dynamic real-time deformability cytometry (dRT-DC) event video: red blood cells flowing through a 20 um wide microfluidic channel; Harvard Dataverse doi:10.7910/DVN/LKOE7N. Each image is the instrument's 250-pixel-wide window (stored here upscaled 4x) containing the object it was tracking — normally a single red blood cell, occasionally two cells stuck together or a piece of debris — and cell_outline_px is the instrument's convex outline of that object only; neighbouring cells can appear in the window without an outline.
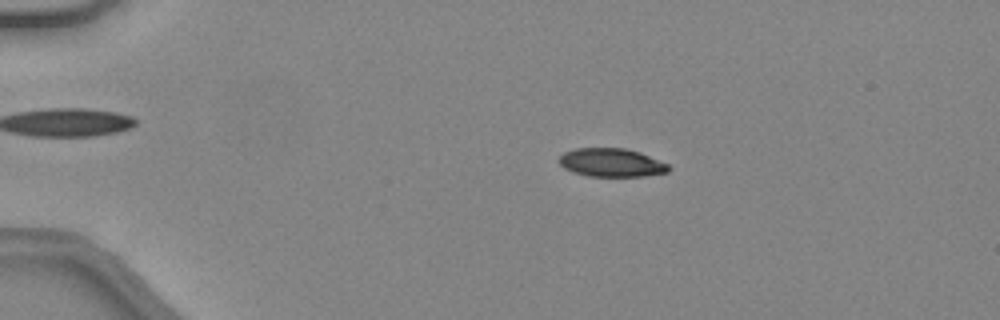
{"species": "common noctule bat (a hibernating species)", "species_latin": "Nyctalus noctula", "temperature_condition": "warm", "stored_images_in_passage": 47, "camera_frame_rate_fps": 3000, "um_per_image_px": 0.085, "animal": {"sex": "female", "body_mass_g": 24.6, "forearm_length_mm": 56.2}, "frame": {"image": 1, "passage_image": 10, "time_ms": 3.0, "image_size_px": [1000, 320], "cell_outline_px": [[668, 168], [664, 172], [628, 176], [604, 176], [584, 172], [572, 168], [564, 164], [564, 156], [572, 152], [592, 148], [612, 148], [632, 152], [644, 156], [664, 164]], "centroid_in_image_um": [52.07, 13.82], "position_along_channel_um": 32.9, "area_um2": 15.26}}
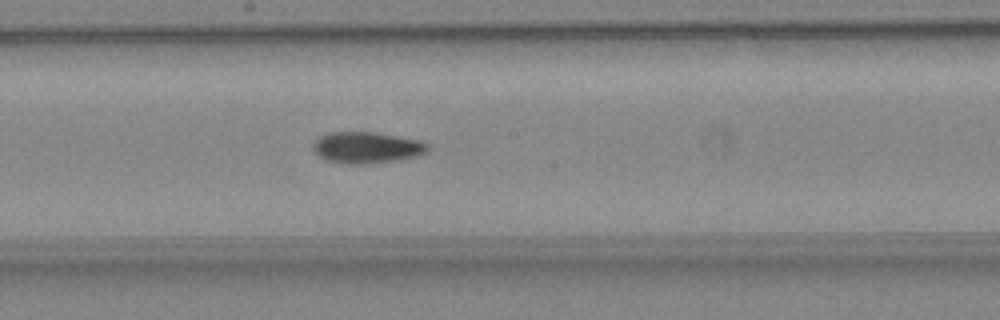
{"frame": {"image": 2, "passage_image": 27, "time_ms": 8.667, "image_size_px": [1000, 320], "cell_outline_px": [[420, 148], [408, 152], [380, 156], [344, 156], [328, 152], [320, 144], [328, 140], [348, 136], [372, 136], [396, 140], [416, 144]], "centroid_in_image_um": [31.21, 12.44], "position_along_channel_um": 217.0, "area_um2": 10.69}}
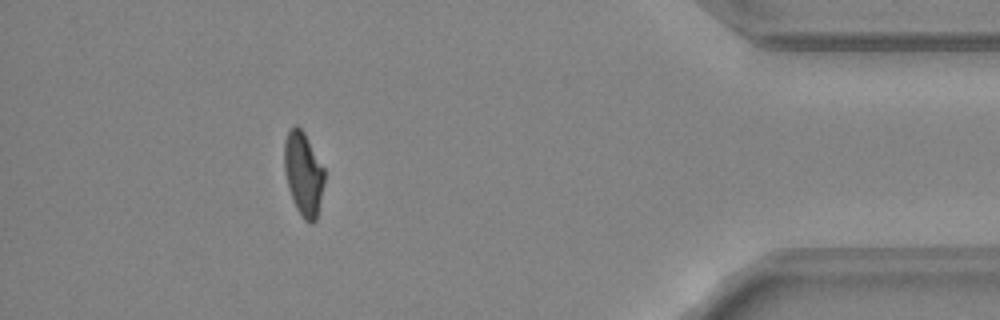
{"frame": {"image": 3, "passage_image": 43, "time_ms": 14.0, "image_size_px": [1000, 320], "cell_outline_px": [[324, 176], [316, 212], [312, 220], [300, 208], [296, 200], [288, 176], [288, 140], [292, 132], [296, 128], [304, 136], [324, 172]], "centroid_in_image_um": [25.87, 14.75], "position_along_channel_um": 409.3, "area_um2": 15.2}}